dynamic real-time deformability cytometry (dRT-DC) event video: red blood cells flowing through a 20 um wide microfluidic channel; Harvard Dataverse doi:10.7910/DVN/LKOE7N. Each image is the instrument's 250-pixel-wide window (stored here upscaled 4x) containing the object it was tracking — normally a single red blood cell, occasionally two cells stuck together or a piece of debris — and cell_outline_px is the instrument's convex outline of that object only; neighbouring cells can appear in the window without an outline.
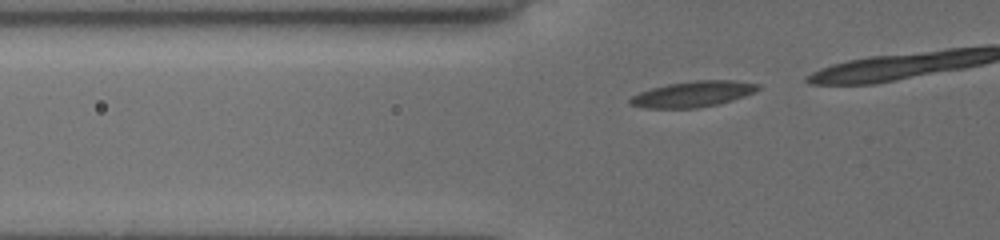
{"species": "common noctule bat (a hibernating species)", "species_latin": "Nyctalus noctula", "temperature_condition": "cold", "stored_images_in_passage": 16, "camera_frame_rate_fps": 3000, "um_per_image_px": 0.085, "animal": {"sex": "female", "body_mass_g": 19.5, "forearm_length_mm": 54.1}, "frame": {"image": 1, "passage_image": 7, "time_ms": 2.0, "image_size_px": [1000, 240], "cell_outline_px": [[760, 88], [752, 92], [716, 104], [696, 108], [644, 108], [628, 104], [628, 100], [632, 96], [640, 92], [652, 88], [668, 84], [696, 80], [732, 80], [760, 84]], "centroid_in_image_um": [58.82, 7.99], "position_along_channel_um": 67.0, "area_um2": 18.84}}
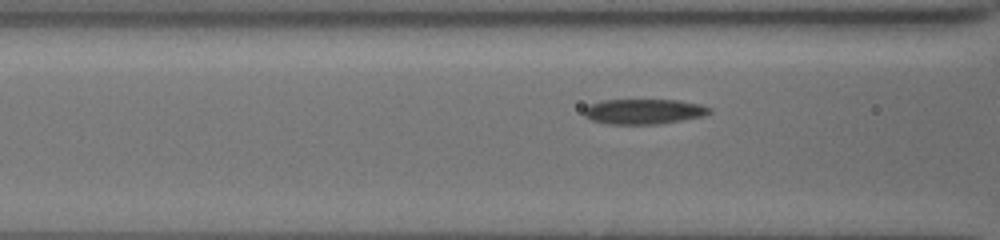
{"frame": {"image": 2, "passage_image": 11, "time_ms": 3.333, "image_size_px": [1000, 240], "cell_outline_px": [[712, 112], [704, 116], [660, 124], [608, 124], [592, 120], [584, 116], [584, 108], [588, 104], [600, 100], [680, 100], [700, 104], [712, 108]], "centroid_in_image_um": [54.72, 9.47], "position_along_channel_um": 111.9, "area_um2": 18.61}}
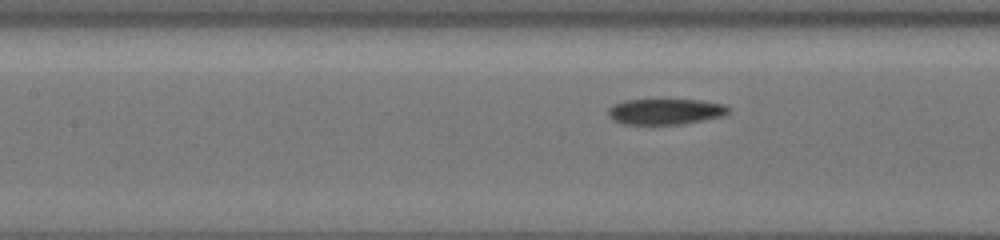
{"frame": {"image": 3, "passage_image": 14, "time_ms": 4.333, "image_size_px": [1000, 240], "cell_outline_px": [[728, 112], [724, 116], [680, 124], [624, 124], [612, 120], [608, 116], [608, 108], [612, 104], [624, 100], [700, 100], [724, 104], [728, 108]], "centroid_in_image_um": [56.51, 9.48], "position_along_channel_um": 150.9, "area_um2": 18.03}}